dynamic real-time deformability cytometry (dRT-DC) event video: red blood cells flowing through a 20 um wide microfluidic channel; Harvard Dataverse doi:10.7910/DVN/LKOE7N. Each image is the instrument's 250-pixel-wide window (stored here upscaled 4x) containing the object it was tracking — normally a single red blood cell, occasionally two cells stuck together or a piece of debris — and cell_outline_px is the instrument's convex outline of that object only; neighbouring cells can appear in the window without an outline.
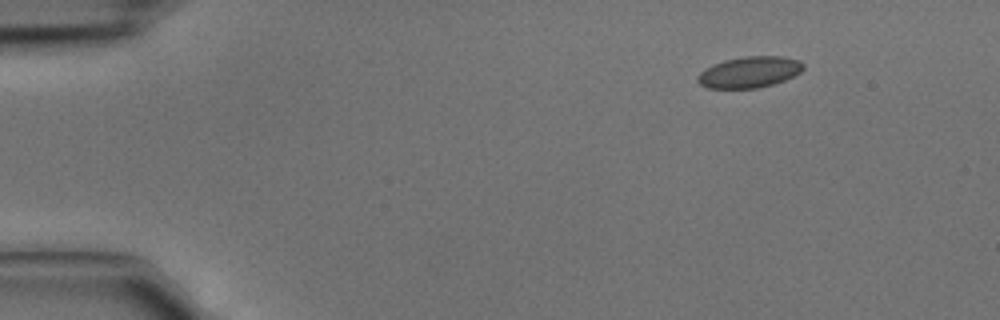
{"species": "common noctule bat (a hibernating species)", "species_latin": "Nyctalus noctula", "temperature_condition": "cold", "stored_images_in_passage": 3, "camera_frame_rate_fps": 3000, "um_per_image_px": 0.085, "animal": {"sex": "male", "body_mass_g": 15.6}, "frame": {"image": 1, "passage_image": 1, "time_ms": 0.0, "image_size_px": [1000, 320], "cell_outline_px": [[804, 68], [800, 72], [784, 80], [772, 84], [756, 88], [708, 88], [700, 84], [696, 80], [696, 76], [704, 68], [712, 64], [724, 60], [748, 56], [780, 56], [800, 60], [804, 64]], "centroid_in_image_um": [63.67, 6.12], "position_along_channel_um": 21.3, "area_um2": 19.19}}
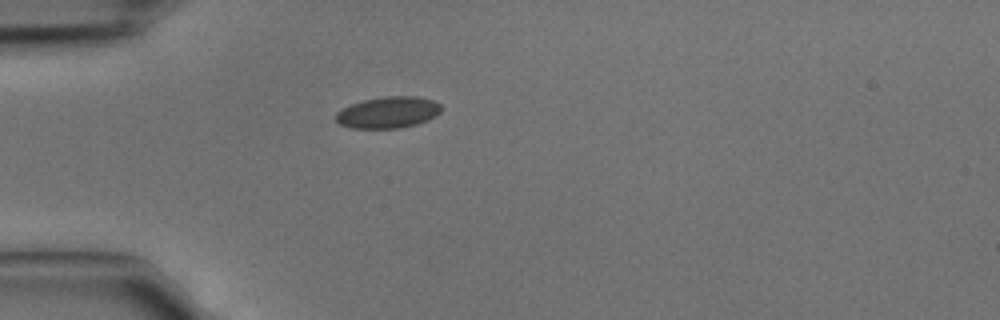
{"frame": {"image": 2, "passage_image": 3, "time_ms": 0.667, "image_size_px": [1000, 320], "cell_outline_px": [[440, 112], [436, 116], [428, 120], [416, 124], [400, 128], [352, 128], [340, 124], [336, 120], [336, 112], [352, 104], [364, 100], [384, 96], [416, 96], [432, 100], [440, 104]], "centroid_in_image_um": [33.0, 9.55], "position_along_channel_um": 52.0, "area_um2": 19.19}}